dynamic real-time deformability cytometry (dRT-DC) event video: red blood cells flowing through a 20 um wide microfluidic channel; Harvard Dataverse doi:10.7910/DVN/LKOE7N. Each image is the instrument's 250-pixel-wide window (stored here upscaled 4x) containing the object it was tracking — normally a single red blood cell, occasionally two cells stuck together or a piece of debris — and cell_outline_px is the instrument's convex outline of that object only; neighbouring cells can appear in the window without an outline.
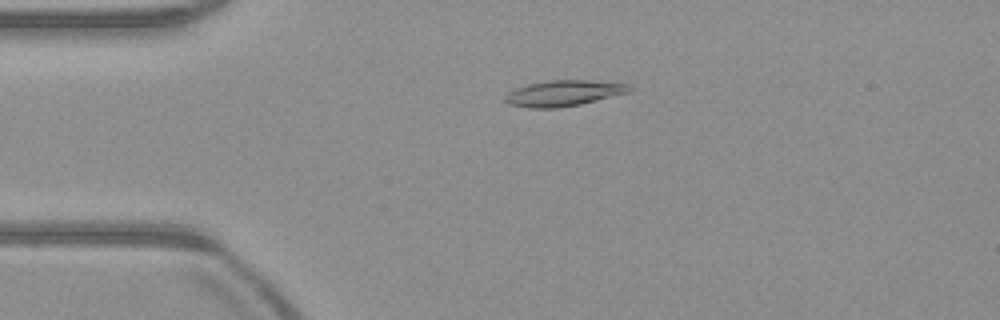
{"species": "common noctule bat (a hibernating species)", "species_latin": "Nyctalus noctula", "temperature_condition": "warm", "stored_images_in_passage": 51, "camera_frame_rate_fps": 3000, "um_per_image_px": 0.085, "animal": {"sex": "male", "body_mass_g": 23.1, "forearm_length_mm": 52.7}, "frame": {"image": 1, "passage_image": 11, "time_ms": 3.333, "image_size_px": [1000, 320], "cell_outline_px": [[632, 88], [628, 92], [580, 104], [556, 108], [532, 108], [508, 104], [504, 100], [504, 96], [508, 92], [516, 88], [528, 84], [548, 80], [588, 80], [628, 84]], "centroid_in_image_um": [47.85, 7.92], "position_along_channel_um": 37.1, "area_um2": 18.5}}
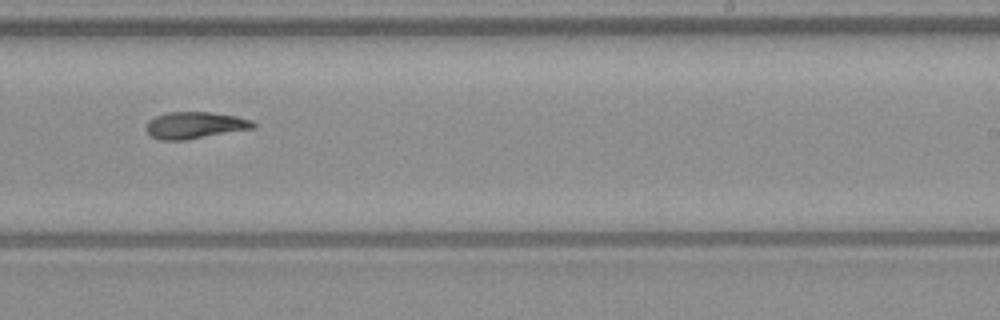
{"frame": {"image": 2, "passage_image": 31, "time_ms": 10.0, "image_size_px": [1000, 320], "cell_outline_px": [[256, 128], [184, 140], [160, 140], [152, 136], [144, 128], [148, 120], [156, 116], [168, 112], [212, 112], [236, 116], [252, 120], [256, 124]], "centroid_in_image_um": [16.57, 10.64], "position_along_channel_um": 272.4, "area_um2": 16.76}}
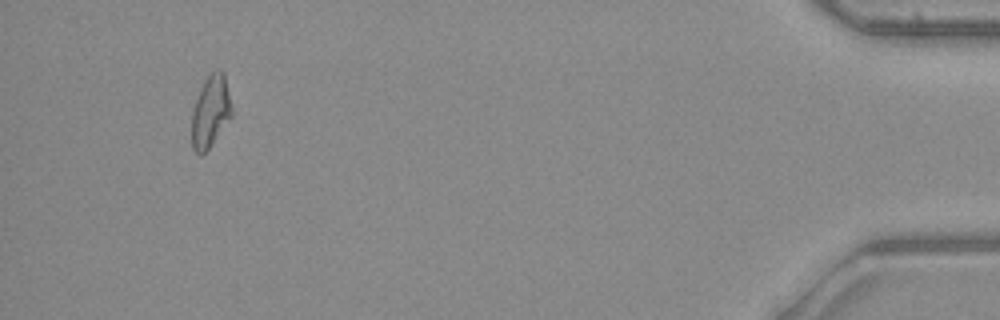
{"frame": {"image": 3, "passage_image": 48, "time_ms": 15.667, "image_size_px": [1000, 320], "cell_outline_px": [[232, 116], [208, 148], [200, 156], [192, 148], [192, 112], [196, 100], [204, 80], [216, 68], [220, 68], [224, 72], [232, 108]], "centroid_in_image_um": [17.9, 9.45], "position_along_channel_um": 417.3, "area_um2": 16.59}}